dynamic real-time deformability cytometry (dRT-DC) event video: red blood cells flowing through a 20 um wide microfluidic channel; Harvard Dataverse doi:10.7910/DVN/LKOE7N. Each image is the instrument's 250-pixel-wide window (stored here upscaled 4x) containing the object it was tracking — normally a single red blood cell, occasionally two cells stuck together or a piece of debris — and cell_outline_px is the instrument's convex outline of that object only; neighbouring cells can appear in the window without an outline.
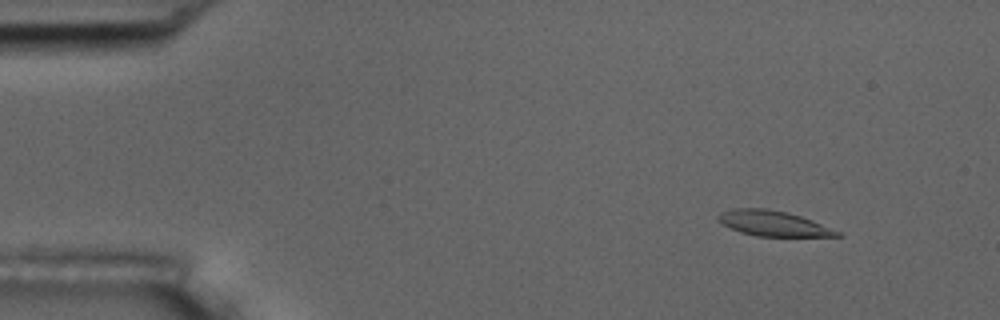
{"species": "common noctule bat (a hibernating species)", "species_latin": "Nyctalus noctula", "temperature_condition": "room temperature", "stored_images_in_passage": 10, "camera_frame_rate_fps": 3000, "um_per_image_px": 0.085, "animal": {"sex": "male", "body_mass_g": 17.5, "forearm_length_mm": 52.3}, "frame": {"image": 1, "passage_image": 2, "time_ms": 1.0, "image_size_px": [1000, 320], "cell_outline_px": [[844, 236], [756, 236], [740, 232], [724, 224], [720, 220], [720, 212], [736, 208], [768, 208], [788, 212], [812, 220], [844, 232]], "centroid_in_image_um": [65.82, 18.99], "position_along_channel_um": 19.2, "area_um2": 17.46}}
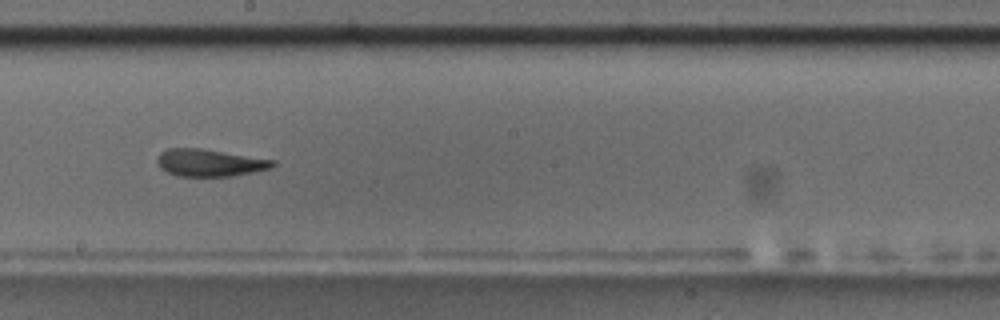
{"frame": {"image": 2, "passage_image": 9, "time_ms": 9.333, "image_size_px": [1000, 320], "cell_outline_px": [[276, 164], [272, 168], [232, 176], [176, 176], [160, 168], [156, 164], [156, 160], [160, 152], [168, 148], [200, 148], [276, 160]], "centroid_in_image_um": [17.8, 13.83], "position_along_channel_um": 230.4, "area_um2": 18.44}}
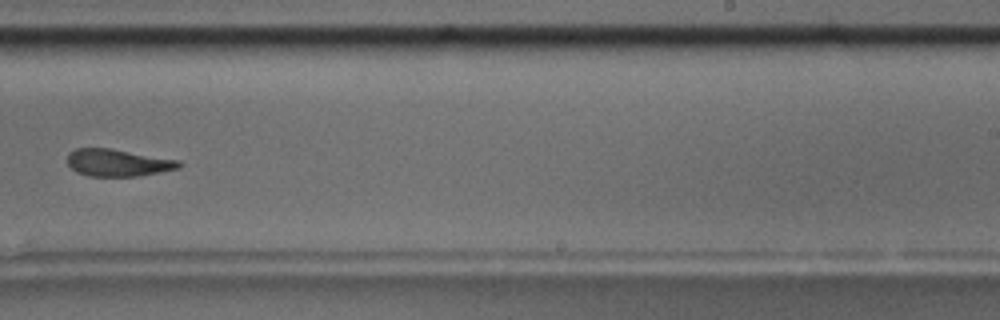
{"frame": {"image": 3, "passage_image": 10, "time_ms": 10.667, "image_size_px": [1000, 320], "cell_outline_px": [[180, 168], [136, 176], [88, 176], [76, 172], [68, 164], [68, 152], [76, 148], [112, 148], [180, 160]], "centroid_in_image_um": [10.0, 13.82], "position_along_channel_um": 279.0, "area_um2": 17.69}}